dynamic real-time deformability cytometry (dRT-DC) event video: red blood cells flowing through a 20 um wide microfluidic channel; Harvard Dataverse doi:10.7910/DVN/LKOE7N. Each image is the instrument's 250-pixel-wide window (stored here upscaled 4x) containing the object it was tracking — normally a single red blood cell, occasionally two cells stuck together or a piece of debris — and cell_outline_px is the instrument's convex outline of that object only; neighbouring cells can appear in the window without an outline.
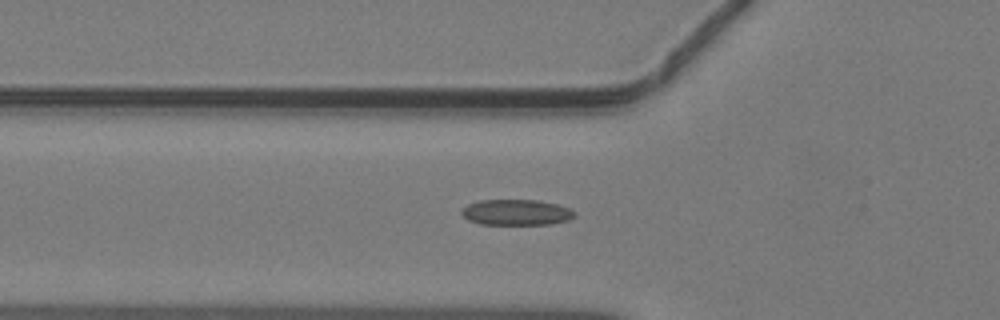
{"species": "common noctule bat (a hibernating species)", "species_latin": "Nyctalus noctula", "temperature_condition": "warm", "stored_images_in_passage": 32, "camera_frame_rate_fps": 3000, "um_per_image_px": 0.085, "animal": {"sex": "male", "body_mass_g": 19.2, "forearm_length_mm": 51.8}, "frame": {"image": 1, "passage_image": 2, "time_ms": 0.333, "image_size_px": [1000, 320], "cell_outline_px": [[576, 216], [568, 220], [548, 224], [480, 224], [468, 220], [460, 212], [468, 204], [480, 200], [536, 200], [556, 204], [568, 208], [576, 212]], "centroid_in_image_um": [43.89, 18.05], "position_along_channel_um": 81.9, "area_um2": 16.82}}
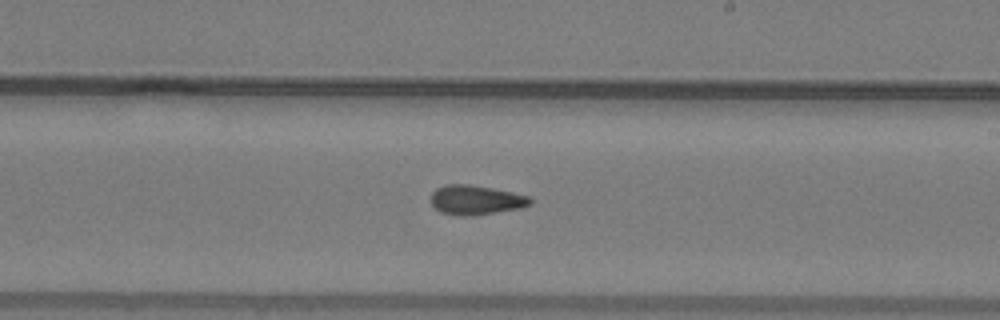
{"frame": {"image": 2, "passage_image": 13, "time_ms": 4.0, "image_size_px": [1000, 320], "cell_outline_px": [[532, 204], [520, 208], [464, 216], [440, 212], [432, 204], [432, 192], [436, 188], [444, 184], [468, 184], [492, 188], [512, 192], [528, 196], [532, 200]], "centroid_in_image_um": [40.43, 16.97], "position_along_channel_um": 248.6, "area_um2": 16.76}}
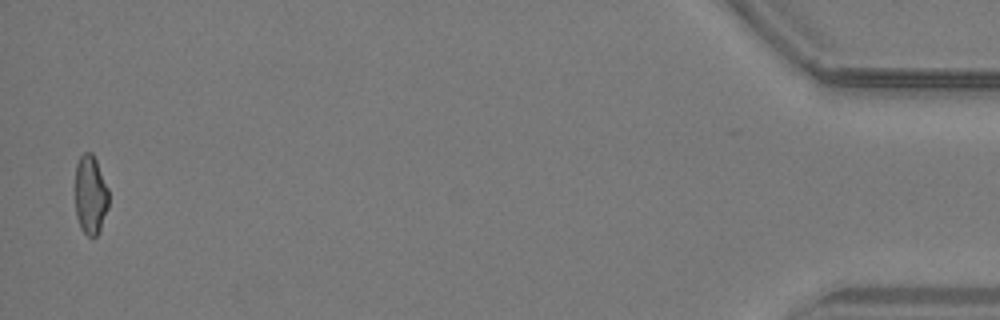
{"frame": {"image": 3, "passage_image": 31, "time_ms": 10.0, "image_size_px": [1000, 320], "cell_outline_px": [[108, 208], [100, 232], [96, 236], [88, 236], [80, 228], [76, 216], [76, 164], [80, 156], [84, 152], [92, 152], [96, 160], [108, 188]], "centroid_in_image_um": [7.7, 16.58], "position_along_channel_um": 427.5, "area_um2": 15.49}}